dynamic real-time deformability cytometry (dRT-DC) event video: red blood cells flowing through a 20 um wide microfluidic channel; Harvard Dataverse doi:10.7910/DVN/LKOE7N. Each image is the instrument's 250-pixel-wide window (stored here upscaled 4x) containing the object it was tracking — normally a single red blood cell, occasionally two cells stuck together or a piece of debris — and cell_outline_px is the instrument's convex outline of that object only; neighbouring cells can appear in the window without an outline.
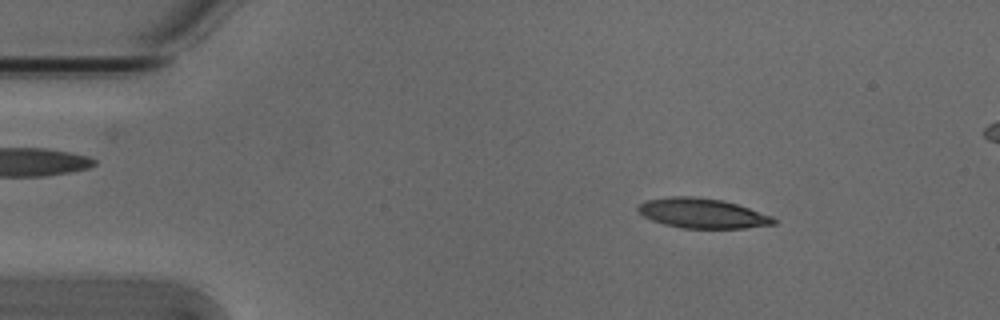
{"species": "Egyptian fruit bat (a non-hibernating species)", "species_latin": "Rousettus aegyptiacus", "temperature_condition": "cold", "stored_images_in_passage": 4, "camera_frame_rate_fps": 3000, "um_per_image_px": 0.085, "animal": {"sex": "male"}, "frame": {"image": 1, "passage_image": 1, "time_ms": 0.0, "image_size_px": [1000, 320], "cell_outline_px": [[776, 224], [744, 228], [680, 228], [664, 224], [652, 220], [644, 216], [636, 208], [644, 200], [672, 196], [692, 196], [724, 200], [772, 216], [776, 220]], "centroid_in_image_um": [59.68, 18.12], "position_along_channel_um": 25.3, "area_um2": 23.52}}